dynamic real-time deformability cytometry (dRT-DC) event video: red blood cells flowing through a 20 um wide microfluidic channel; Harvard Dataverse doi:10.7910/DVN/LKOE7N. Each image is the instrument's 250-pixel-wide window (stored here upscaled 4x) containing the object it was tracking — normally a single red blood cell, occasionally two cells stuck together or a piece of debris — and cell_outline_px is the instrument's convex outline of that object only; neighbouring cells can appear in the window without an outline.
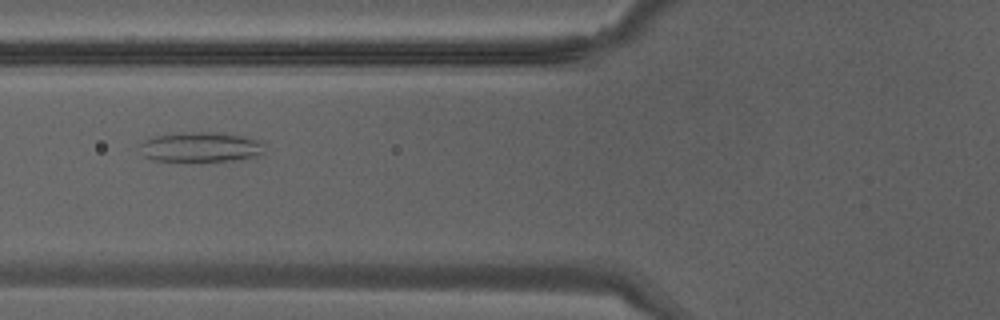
{"species": "Egyptian fruit bat (a non-hibernating species)", "species_latin": "Rousettus aegyptiacus", "temperature_condition": "warm", "stored_images_in_passage": 17, "camera_frame_rate_fps": 3000, "um_per_image_px": 0.085, "animal": {"sex": "male"}, "frame": {"image": 1, "passage_image": 3, "time_ms": 0.667, "image_size_px": [1000, 320], "cell_outline_px": [[264, 152], [252, 156], [232, 160], [200, 164], [156, 160], [144, 156], [136, 144], [144, 140], [156, 136], [180, 132], [220, 132], [244, 136], [256, 140], [264, 144]], "centroid_in_image_um": [16.99, 12.53], "position_along_channel_um": 108.8, "area_um2": 22.54}}